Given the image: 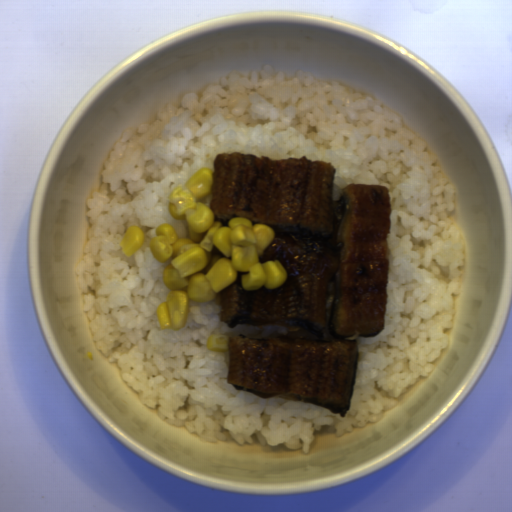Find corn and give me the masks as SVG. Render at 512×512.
<instances>
[{
  "label": "corn",
  "mask_w": 512,
  "mask_h": 512,
  "mask_svg": "<svg viewBox=\"0 0 512 512\" xmlns=\"http://www.w3.org/2000/svg\"><path fill=\"white\" fill-rule=\"evenodd\" d=\"M213 170L201 167L184 184L171 191L168 212L184 220L188 237H178L169 222L155 227L149 240L151 253L160 263H169L162 281L170 291L155 311L162 330H182L190 302L209 303L241 275L245 290H275L286 272L279 259L260 262L263 250L275 238L271 226L252 224L247 217H233L227 225L211 210Z\"/></svg>",
  "instance_id": "corn-1"
},
{
  "label": "corn",
  "mask_w": 512,
  "mask_h": 512,
  "mask_svg": "<svg viewBox=\"0 0 512 512\" xmlns=\"http://www.w3.org/2000/svg\"><path fill=\"white\" fill-rule=\"evenodd\" d=\"M145 234L141 226L131 225L119 242L122 252L128 259L144 246Z\"/></svg>",
  "instance_id": "corn-2"
},
{
  "label": "corn",
  "mask_w": 512,
  "mask_h": 512,
  "mask_svg": "<svg viewBox=\"0 0 512 512\" xmlns=\"http://www.w3.org/2000/svg\"><path fill=\"white\" fill-rule=\"evenodd\" d=\"M230 338L223 334L208 335L206 339V348L211 351L230 353Z\"/></svg>",
  "instance_id": "corn-3"
}]
</instances>
